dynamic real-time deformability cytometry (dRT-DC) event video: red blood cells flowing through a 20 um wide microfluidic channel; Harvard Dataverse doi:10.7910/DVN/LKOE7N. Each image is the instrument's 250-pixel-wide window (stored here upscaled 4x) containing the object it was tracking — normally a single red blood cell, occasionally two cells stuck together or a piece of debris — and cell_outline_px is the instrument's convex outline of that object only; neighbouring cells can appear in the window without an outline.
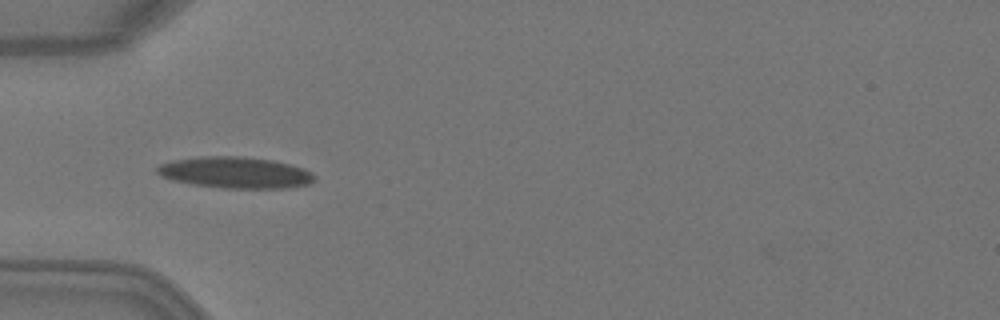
{"species": "Egyptian fruit bat (a non-hibernating species)", "species_latin": "Rousettus aegyptiacus", "temperature_condition": "warm", "stored_images_in_passage": 6, "camera_frame_rate_fps": 3000, "um_per_image_px": 0.085, "animal": {"sex": "female"}, "frame": {"image": 1, "passage_image": 4, "time_ms": 1.0, "image_size_px": [1000, 320], "cell_outline_px": [[316, 180], [308, 184], [288, 188], [224, 188], [192, 184], [172, 180], [160, 176], [156, 172], [156, 168], [160, 164], [172, 160], [204, 156], [240, 156], [272, 160], [304, 168], [312, 172], [316, 176]], "centroid_in_image_um": [20.01, 14.67], "position_along_channel_um": 65.0, "area_um2": 28.84}}
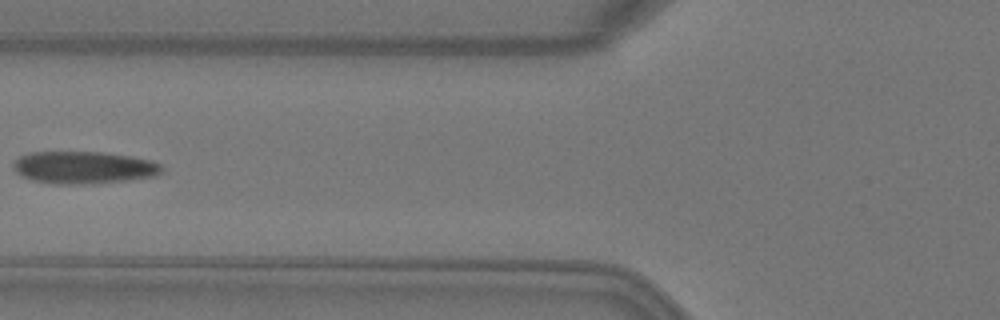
{"frame": {"image": 2, "passage_image": 5, "time_ms": 1.333, "image_size_px": [1000, 320], "cell_outline_px": [[164, 172], [156, 176], [128, 180], [80, 184], [52, 184], [32, 180], [20, 176], [16, 172], [12, 164], [20, 156], [28, 152], [100, 152], [128, 156], [152, 160], [160, 164], [164, 168]], "centroid_in_image_um": [7.12, 14.24], "position_along_channel_um": 118.7, "area_um2": 28.09}}